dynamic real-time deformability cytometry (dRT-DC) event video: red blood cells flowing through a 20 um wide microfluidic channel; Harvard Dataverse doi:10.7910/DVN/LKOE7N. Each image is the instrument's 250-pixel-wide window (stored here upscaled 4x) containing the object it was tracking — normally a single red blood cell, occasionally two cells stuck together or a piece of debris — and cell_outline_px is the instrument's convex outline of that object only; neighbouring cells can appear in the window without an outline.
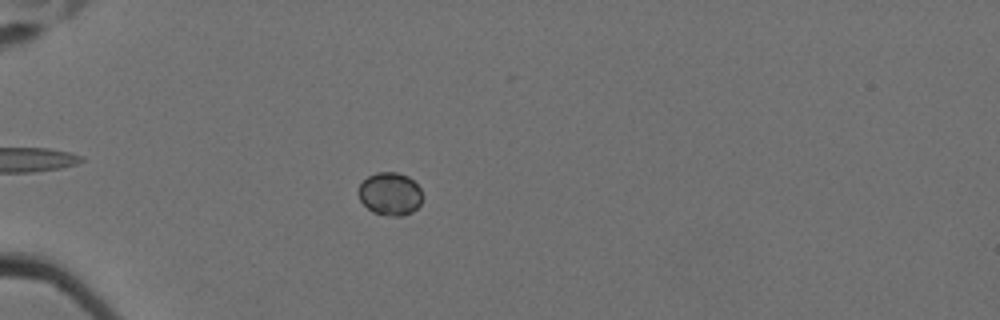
{"species": "Egyptian fruit bat (a non-hibernating species)", "species_latin": "Rousettus aegyptiacus", "temperature_condition": "cold", "stored_images_in_passage": 61, "camera_frame_rate_fps": 3000, "um_per_image_px": 0.085, "animal": {"sex": "female"}, "frame": {"image": 1, "passage_image": 20, "time_ms": 6.333, "image_size_px": [1000, 320], "cell_outline_px": [[420, 204], [412, 212], [404, 216], [388, 216], [372, 212], [360, 200], [356, 192], [360, 184], [368, 176], [376, 172], [396, 172], [408, 176], [420, 188]], "centroid_in_image_um": [33.11, 16.48], "position_along_channel_um": 51.9, "area_um2": 16.01}}
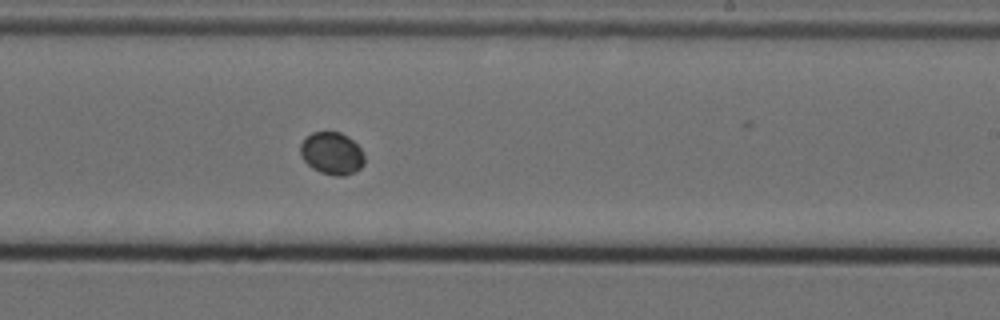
{"frame": {"image": 2, "passage_image": 40, "time_ms": 13.0, "image_size_px": [1000, 320], "cell_outline_px": [[364, 164], [356, 172], [344, 176], [336, 176], [320, 172], [312, 168], [300, 156], [300, 144], [312, 132], [340, 132], [348, 136], [360, 148], [364, 156]], "centroid_in_image_um": [28.21, 13.05], "position_along_channel_um": 260.8, "area_um2": 15.84}}
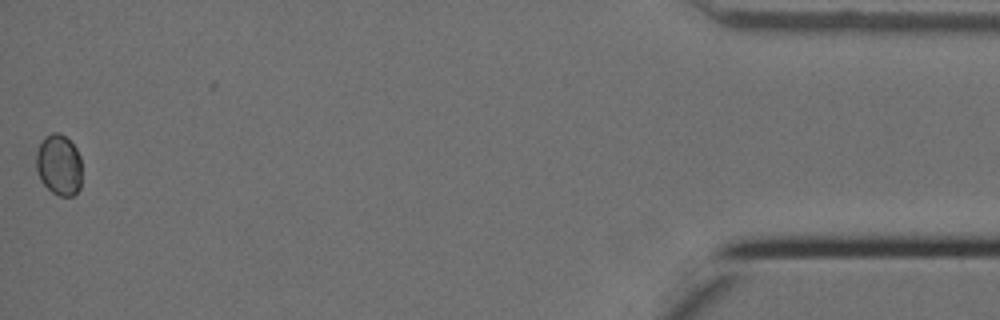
{"frame": {"image": 3, "passage_image": 61, "time_ms": 20.0, "image_size_px": [1000, 320], "cell_outline_px": [[80, 188], [72, 196], [60, 196], [52, 192], [40, 180], [36, 168], [36, 152], [40, 144], [52, 132], [60, 132], [76, 148], [80, 156]], "centroid_in_image_um": [5.0, 14.03], "position_along_channel_um": 430.2, "area_um2": 16.01}}